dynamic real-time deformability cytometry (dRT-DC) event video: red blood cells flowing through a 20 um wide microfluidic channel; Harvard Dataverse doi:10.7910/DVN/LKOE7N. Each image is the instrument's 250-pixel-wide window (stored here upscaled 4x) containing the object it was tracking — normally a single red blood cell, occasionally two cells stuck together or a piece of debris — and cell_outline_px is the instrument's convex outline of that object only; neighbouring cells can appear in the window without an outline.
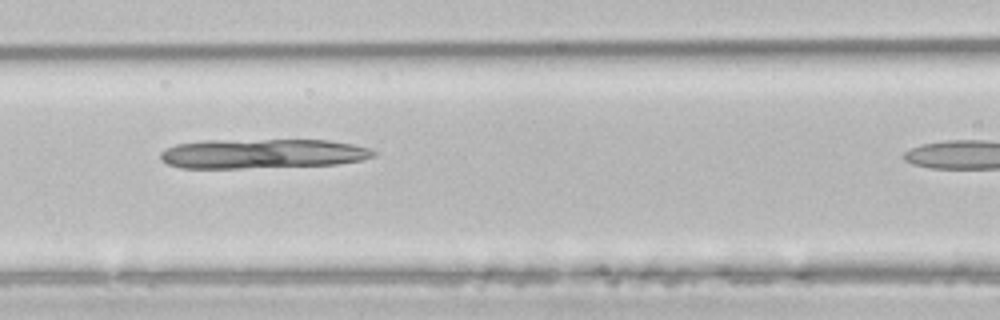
{"species": "common noctule bat (a hibernating species)", "species_latin": "Nyctalus noctula", "temperature_condition": "room temperature", "stored_images_in_passage": 22, "camera_frame_rate_fps": 3000, "um_per_image_px": 0.085, "animal": {"sex": "male", "body_mass_g": 21.5, "forearm_length_mm": 52.0}, "frame": {"image": 1, "passage_image": 12, "time_ms": 3.667, "image_size_px": [1000, 320], "cell_outline_px": [[376, 156], [360, 160], [336, 164], [240, 168], [180, 168], [168, 164], [160, 160], [160, 152], [176, 144], [204, 140], [328, 140], [352, 144], [372, 148], [376, 152]], "centroid_in_image_um": [22.29, 13.06], "position_along_channel_um": 144.3, "area_um2": 36.76}}
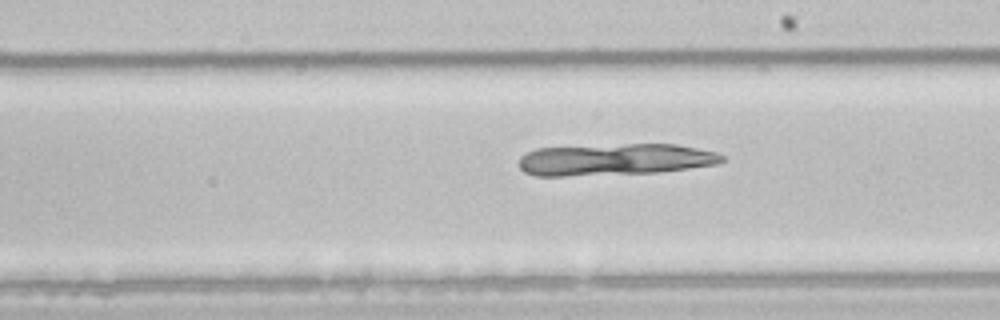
{"frame": {"image": 2, "passage_image": 19, "time_ms": 6.0, "image_size_px": [1000, 320], "cell_outline_px": [[724, 160], [716, 164], [660, 172], [564, 176], [536, 176], [524, 172], [520, 168], [520, 156], [536, 148], [628, 144], [676, 144], [716, 152], [724, 156]], "centroid_in_image_um": [52.25, 13.56], "position_along_channel_um": 236.7, "area_um2": 37.4}}